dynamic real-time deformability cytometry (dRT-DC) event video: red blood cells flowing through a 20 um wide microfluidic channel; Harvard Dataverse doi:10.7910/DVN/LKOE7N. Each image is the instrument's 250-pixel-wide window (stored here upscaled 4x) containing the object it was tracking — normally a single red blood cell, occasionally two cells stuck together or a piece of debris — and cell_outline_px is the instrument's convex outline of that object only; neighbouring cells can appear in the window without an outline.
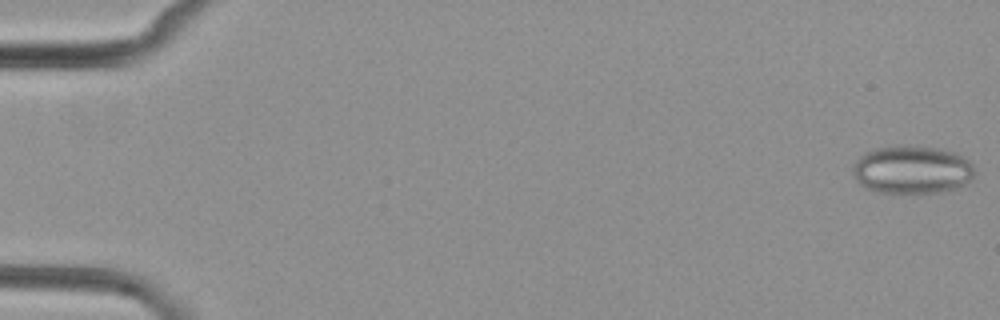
{"species": "common noctule bat (a hibernating species)", "species_latin": "Nyctalus noctula", "temperature_condition": "cold", "stored_images_in_passage": 7, "camera_frame_rate_fps": 3000, "um_per_image_px": 0.085, "animal": {"sex": "female", "body_mass_g": 29.2, "forearm_length_mm": 56.3}, "frame": {"image": 1, "passage_image": 1, "time_ms": 0.0, "image_size_px": [1000, 320], "cell_outline_px": [[972, 176], [964, 184], [956, 188], [936, 192], [876, 192], [864, 188], [856, 180], [852, 168], [852, 164], [860, 156], [876, 148], [900, 144], [936, 148], [956, 152], [964, 156], [972, 164]], "centroid_in_image_um": [77.48, 14.4], "position_along_channel_um": 7.5, "area_um2": 34.04}}